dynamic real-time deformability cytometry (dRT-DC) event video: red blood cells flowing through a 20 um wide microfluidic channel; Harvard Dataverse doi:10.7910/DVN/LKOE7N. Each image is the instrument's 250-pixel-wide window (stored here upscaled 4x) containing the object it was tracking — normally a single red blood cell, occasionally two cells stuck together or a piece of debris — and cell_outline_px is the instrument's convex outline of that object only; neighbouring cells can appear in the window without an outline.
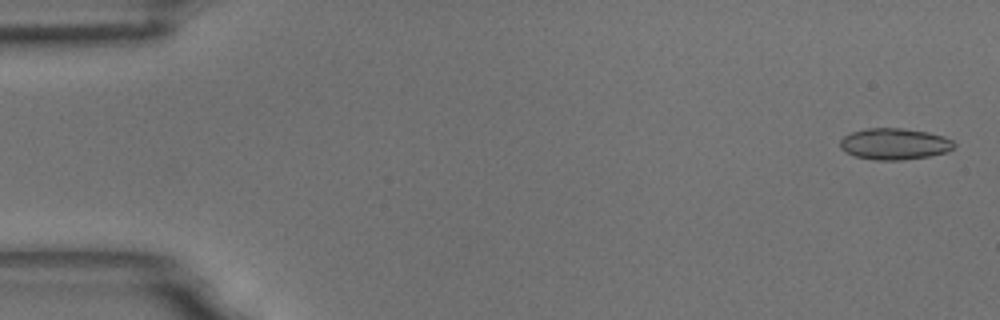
{"species": "common noctule bat (a hibernating species)", "species_latin": "Nyctalus noctula", "temperature_condition": "room temperature", "stored_images_in_passage": 56, "camera_frame_rate_fps": 3000, "um_per_image_px": 0.085, "animal": {"sex": "male", "body_mass_g": 18.8}, "frame": {"image": 1, "passage_image": 2, "time_ms": 0.333, "image_size_px": [1000, 320], "cell_outline_px": [[956, 144], [948, 152], [928, 156], [904, 160], [876, 160], [856, 156], [840, 148], [840, 140], [844, 136], [852, 132], [868, 128], [904, 128], [928, 132], [944, 136], [952, 140]], "centroid_in_image_um": [76.06, 12.23], "position_along_channel_um": 8.9, "area_um2": 20.81}}
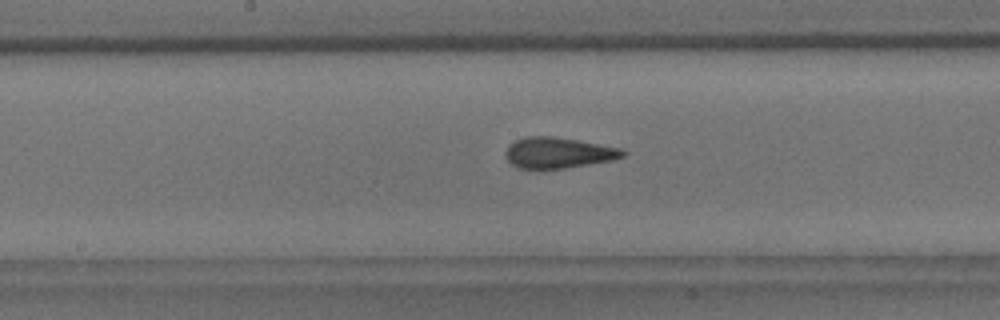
{"frame": {"image": 2, "passage_image": 29, "time_ms": 9.333, "image_size_px": [1000, 320], "cell_outline_px": [[628, 152], [624, 156], [612, 160], [564, 168], [520, 168], [512, 164], [504, 156], [504, 152], [508, 144], [524, 136], [552, 136], [576, 140], [620, 148]], "centroid_in_image_um": [47.41, 12.97], "position_along_channel_um": 200.8, "area_um2": 20.92}}
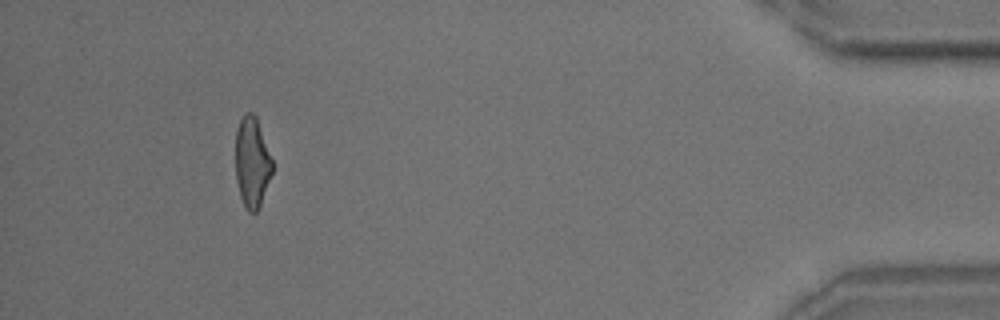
{"frame": {"image": 3, "passage_image": 52, "time_ms": 17.0, "image_size_px": [1000, 320], "cell_outline_px": [[272, 172], [260, 204], [256, 212], [248, 212], [240, 196], [236, 180], [236, 128], [244, 112], [252, 112], [256, 116], [272, 160]], "centroid_in_image_um": [21.41, 13.76], "position_along_channel_um": 413.8, "area_um2": 19.13}, "authors_computed_cell_mechanics": {"area_um2": 20.9236, "velocity_mm_per_s": 3.6094, "shape_relaxation_time_tau1_ms": 10.7638, "shape_relaxation_time_tau2_ms": 1.6547, "deformation_change_tau1": 0.2392, "deformation_change_tau2": 0.081}}